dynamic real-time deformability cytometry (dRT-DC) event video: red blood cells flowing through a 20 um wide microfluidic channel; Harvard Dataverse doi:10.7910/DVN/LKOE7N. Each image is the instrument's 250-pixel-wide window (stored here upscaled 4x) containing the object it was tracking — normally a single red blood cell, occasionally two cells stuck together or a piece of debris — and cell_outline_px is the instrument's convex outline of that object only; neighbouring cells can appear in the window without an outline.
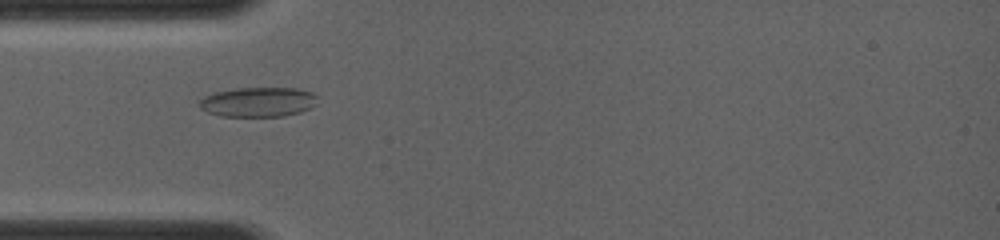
{"species": "common noctule bat (a hibernating species)", "species_latin": "Nyctalus noctula", "temperature_condition": "room temperature", "stored_images_in_passage": 38, "camera_frame_rate_fps": 4000, "um_per_image_px": 0.085, "animal": {"sex": "female", "body_mass_g": 19.0, "forearm_length_mm": 56.7}, "frame": {"image": 1, "passage_image": 14, "time_ms": 4.0, "image_size_px": [1000, 240], "cell_outline_px": [[320, 96], [316, 104], [300, 112], [284, 116], [220, 116], [208, 112], [200, 108], [200, 100], [204, 96], [212, 92], [236, 88], [296, 88], [312, 92]], "centroid_in_image_um": [21.96, 8.66], "position_along_channel_um": 63.0, "area_um2": 20.58}}
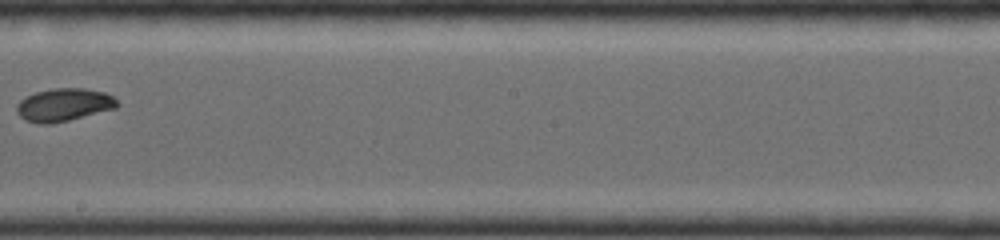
{"frame": {"image": 2, "passage_image": 25, "time_ms": 8.0, "image_size_px": [1000, 240], "cell_outline_px": [[120, 104], [116, 108], [68, 120], [48, 124], [40, 124], [24, 120], [16, 112], [16, 104], [24, 96], [36, 92], [52, 88], [84, 88], [104, 92], [112, 96]], "centroid_in_image_um": [5.39, 8.9], "position_along_channel_um": 242.8, "area_um2": 19.31}}
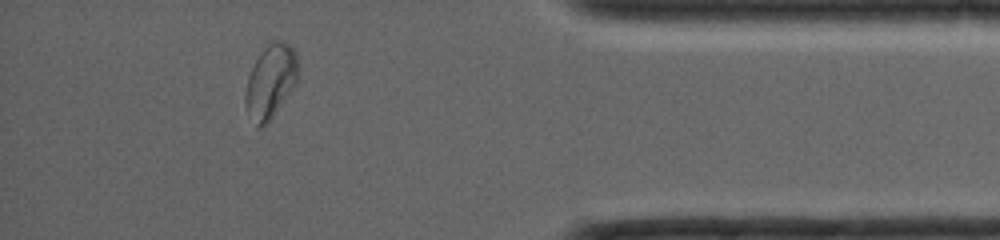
{"frame": {"image": 3, "passage_image": 35, "time_ms": 12.25, "image_size_px": [1000, 240], "cell_outline_px": [[296, 84], [268, 120], [264, 124], [260, 124], [244, 104], [244, 92], [248, 76], [256, 60], [264, 48], [272, 40], [284, 40], [296, 52]], "centroid_in_image_um": [23.0, 6.8], "position_along_channel_um": 412.2, "area_um2": 21.44}}